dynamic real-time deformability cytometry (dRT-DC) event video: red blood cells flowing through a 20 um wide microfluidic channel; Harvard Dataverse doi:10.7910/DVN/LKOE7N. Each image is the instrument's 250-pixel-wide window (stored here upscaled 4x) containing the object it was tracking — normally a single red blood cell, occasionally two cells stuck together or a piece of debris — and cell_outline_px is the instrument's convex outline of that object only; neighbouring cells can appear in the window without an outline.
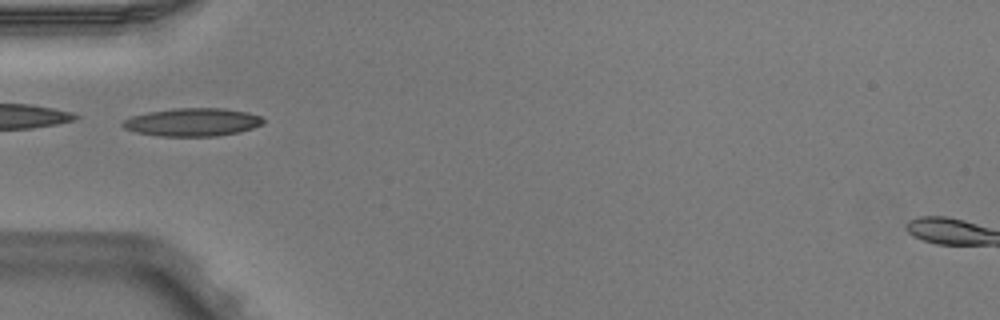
{"species": "Egyptian fruit bat (a non-hibernating species)", "species_latin": "Rousettus aegyptiacus", "temperature_condition": "warm", "stored_images_in_passage": 5, "camera_frame_rate_fps": 3000, "um_per_image_px": 0.085, "animal": {"sex": "male"}, "frame": {"image": 1, "passage_image": 5, "time_ms": 1.333, "image_size_px": [1000, 320], "cell_outline_px": [[264, 124], [240, 132], [216, 136], [156, 136], [136, 132], [124, 128], [120, 124], [124, 120], [132, 116], [148, 112], [176, 108], [224, 108], [248, 112], [260, 116], [264, 120]], "centroid_in_image_um": [16.37, 10.38], "position_along_channel_um": 68.6, "area_um2": 23.06}}